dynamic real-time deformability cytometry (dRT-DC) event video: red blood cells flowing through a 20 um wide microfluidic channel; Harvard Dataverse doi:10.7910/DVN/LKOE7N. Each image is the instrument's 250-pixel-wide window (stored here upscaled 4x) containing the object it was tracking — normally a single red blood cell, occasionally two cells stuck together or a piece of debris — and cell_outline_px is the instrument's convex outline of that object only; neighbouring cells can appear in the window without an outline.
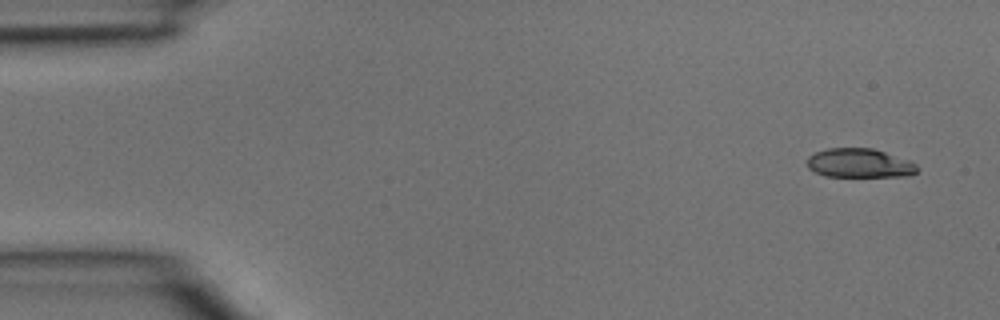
{"species": "common noctule bat (a hibernating species)", "species_latin": "Nyctalus noctula", "temperature_condition": "room temperature", "stored_images_in_passage": 4, "camera_frame_rate_fps": 3000, "um_per_image_px": 0.085, "animal": {"sex": "male", "body_mass_g": 15.6}, "frame": {"image": 1, "passage_image": 1, "time_ms": 0.0, "image_size_px": [1000, 320], "cell_outline_px": [[920, 168], [916, 172], [908, 176], [824, 176], [808, 168], [808, 156], [816, 152], [828, 148], [872, 148], [908, 160], [916, 164]], "centroid_in_image_um": [73.06, 13.87], "position_along_channel_um": 11.9, "area_um2": 18.5}}
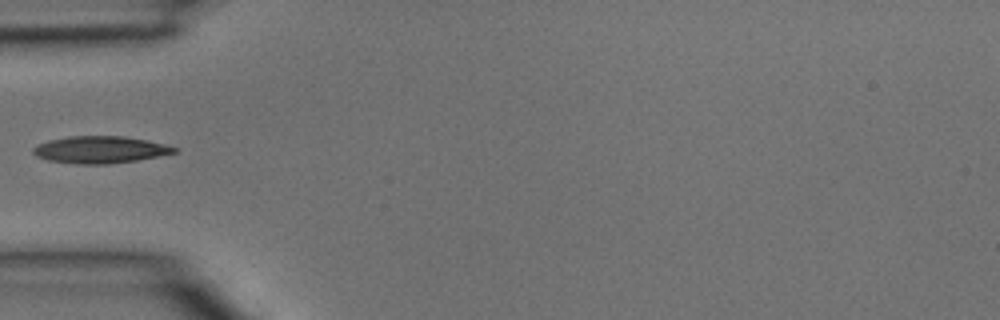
{"frame": {"image": 2, "passage_image": 4, "time_ms": 1.0, "image_size_px": [1000, 320], "cell_outline_px": [[176, 152], [136, 160], [108, 164], [80, 164], [48, 160], [36, 156], [32, 152], [32, 148], [36, 144], [48, 140], [68, 136], [124, 136], [148, 140], [164, 144], [176, 148]], "centroid_in_image_um": [8.44, 12.71], "position_along_channel_um": 76.6, "area_um2": 22.14}}